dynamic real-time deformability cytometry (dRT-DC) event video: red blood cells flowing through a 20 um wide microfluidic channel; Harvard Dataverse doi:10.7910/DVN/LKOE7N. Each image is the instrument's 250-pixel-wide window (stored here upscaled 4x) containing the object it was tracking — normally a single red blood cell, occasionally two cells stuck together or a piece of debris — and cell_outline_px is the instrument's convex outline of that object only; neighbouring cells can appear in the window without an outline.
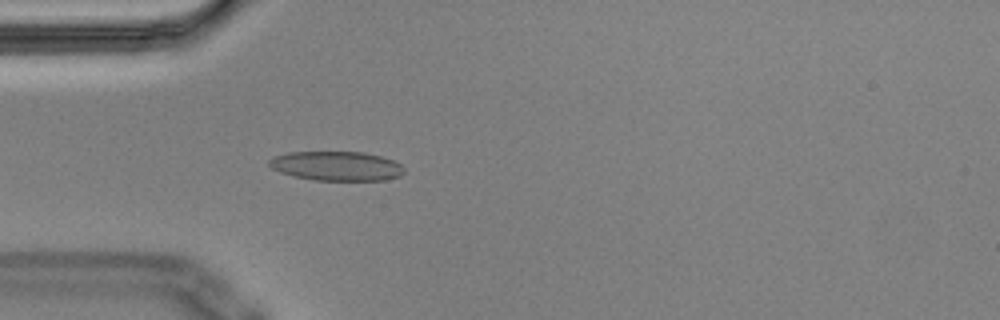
{"species": "Egyptian fruit bat (a non-hibernating species)", "species_latin": "Rousettus aegyptiacus", "temperature_condition": "cold", "stored_images_in_passage": 5, "camera_frame_rate_fps": 3000, "um_per_image_px": 0.085, "animal": {"sex": "male"}, "frame": {"image": 1, "passage_image": 5, "time_ms": 1.333, "image_size_px": [1000, 320], "cell_outline_px": [[404, 172], [400, 176], [384, 180], [312, 180], [292, 176], [280, 172], [272, 168], [268, 164], [268, 160], [272, 156], [288, 152], [364, 152], [380, 156], [392, 160], [400, 164], [404, 168]], "centroid_in_image_um": [28.57, 14.11], "position_along_channel_um": 56.4, "area_um2": 23.18}}